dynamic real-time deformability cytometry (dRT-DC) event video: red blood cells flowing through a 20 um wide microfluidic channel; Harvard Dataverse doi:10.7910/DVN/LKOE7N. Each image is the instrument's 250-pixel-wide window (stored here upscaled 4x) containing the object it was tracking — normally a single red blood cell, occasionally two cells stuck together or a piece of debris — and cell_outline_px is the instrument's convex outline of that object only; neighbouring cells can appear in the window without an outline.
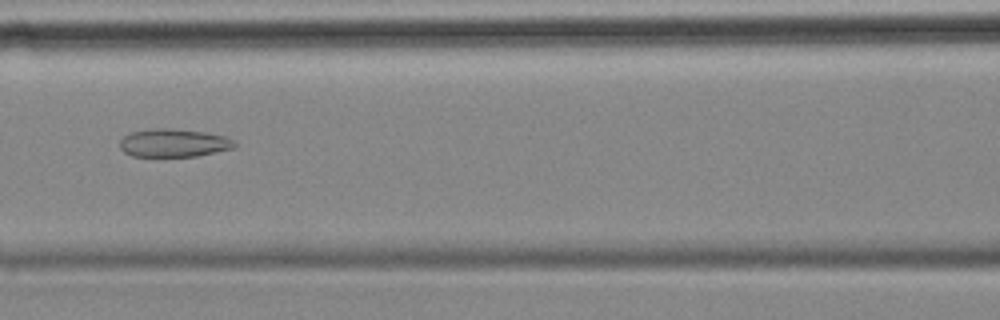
{"species": "common noctule bat (a hibernating species)", "species_latin": "Nyctalus noctula", "temperature_condition": "cold", "stored_images_in_passage": 56, "camera_frame_rate_fps": 3000, "um_per_image_px": 0.085, "animal": {"sex": "female", "body_mass_g": 18.4}, "frame": {"image": 1, "passage_image": 24, "time_ms": 7.667, "image_size_px": [1000, 320], "cell_outline_px": [[236, 144], [232, 148], [196, 156], [132, 156], [124, 152], [120, 148], [120, 140], [124, 136], [132, 132], [152, 128], [168, 128], [204, 132], [224, 136], [232, 140]], "centroid_in_image_um": [14.72, 12.14], "position_along_channel_um": 151.9, "area_um2": 18.55}}
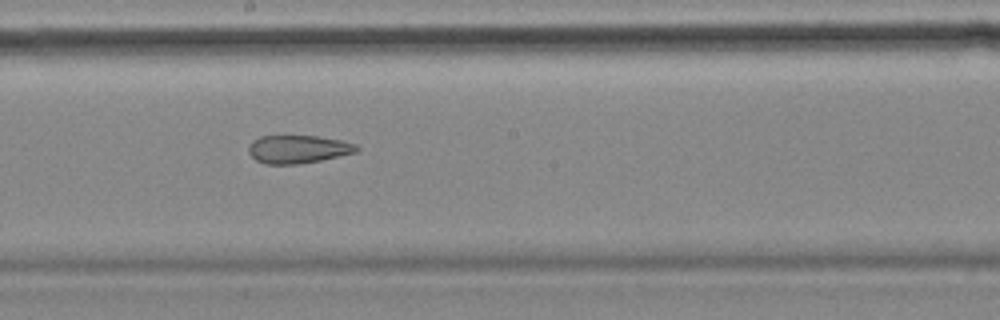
{"frame": {"image": 2, "passage_image": 30, "time_ms": 9.667, "image_size_px": [1000, 320], "cell_outline_px": [[360, 148], [356, 152], [320, 160], [296, 164], [264, 164], [256, 160], [248, 152], [248, 148], [252, 140], [260, 136], [316, 136], [340, 140], [356, 144]], "centroid_in_image_um": [25.31, 12.68], "position_along_channel_um": 222.9, "area_um2": 17.57}}
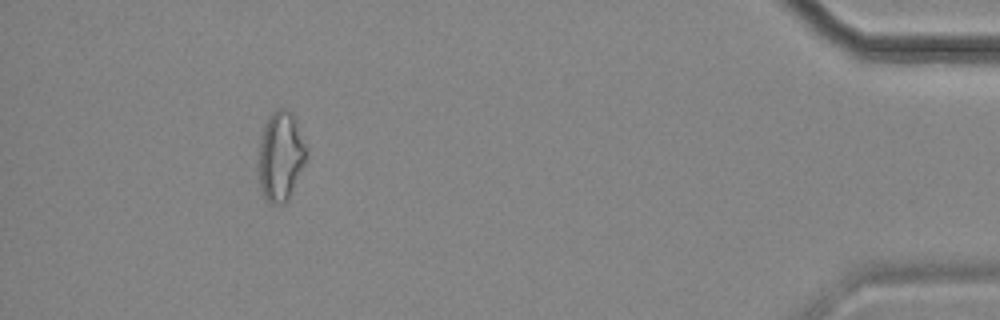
{"frame": {"image": 3, "passage_image": 51, "time_ms": 16.667, "image_size_px": [1000, 320], "cell_outline_px": [[308, 160], [288, 200], [284, 204], [272, 204], [264, 200], [260, 188], [260, 136], [264, 124], [268, 116], [272, 112], [280, 108], [284, 108], [292, 112], [296, 120], [308, 148]], "centroid_in_image_um": [23.9, 13.28], "position_along_channel_um": 411.3, "area_um2": 25.49}, "authors_computed_cell_mechanics": {"area_um2": 23.5246, "velocity_mm_per_s": 3.5707, "shape_relaxation_time_tau1_ms": null, "shape_relaxation_time_tau2_ms": 3.3925, "deformation_change_tau1": null, "deformation_change_tau2": 0.1269}}